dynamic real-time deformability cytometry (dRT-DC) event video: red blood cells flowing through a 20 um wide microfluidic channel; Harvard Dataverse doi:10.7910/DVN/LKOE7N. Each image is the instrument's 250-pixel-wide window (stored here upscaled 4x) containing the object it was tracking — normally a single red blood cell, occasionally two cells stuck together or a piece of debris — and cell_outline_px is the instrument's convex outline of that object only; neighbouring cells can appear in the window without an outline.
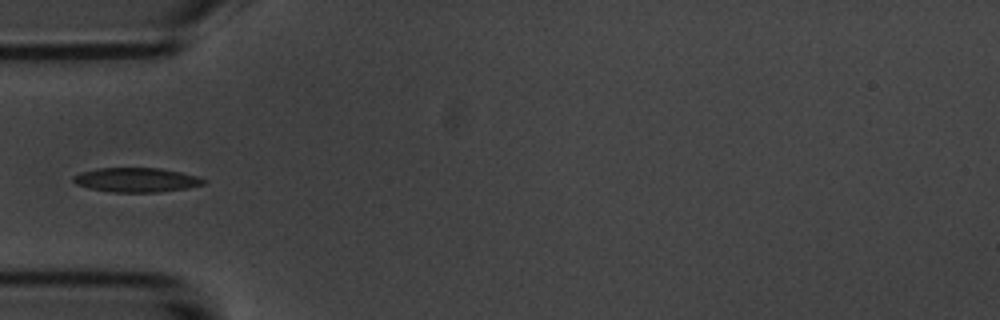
{"species": "common noctule bat (a hibernating species)", "species_latin": "Nyctalus noctula", "temperature_condition": "room temperature", "stored_images_in_passage": 1, "camera_frame_rate_fps": 3000, "um_per_image_px": 0.085, "animal": {"sex": "male", "body_mass_g": 20.1, "forearm_length_mm": 53.5}, "frame": {"image": 1, "passage_image": 1, "time_ms": 0.0, "image_size_px": [1000, 320], "cell_outline_px": [[204, 184], [188, 188], [160, 192], [108, 192], [88, 188], [76, 184], [72, 180], [72, 176], [80, 172], [96, 168], [160, 168], [180, 172], [196, 176], [204, 180]], "centroid_in_image_um": [11.53, 15.29], "position_along_channel_um": 73.5, "area_um2": 18.55}}